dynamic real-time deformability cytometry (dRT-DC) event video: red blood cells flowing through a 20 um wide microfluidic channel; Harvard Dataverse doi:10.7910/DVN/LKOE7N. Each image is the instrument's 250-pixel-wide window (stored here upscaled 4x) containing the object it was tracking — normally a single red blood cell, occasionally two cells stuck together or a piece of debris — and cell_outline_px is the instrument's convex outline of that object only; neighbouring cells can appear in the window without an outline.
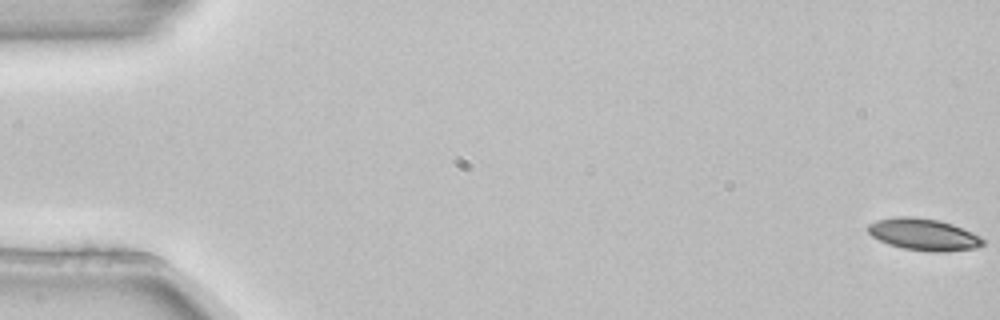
{"species": "common noctule bat (a hibernating species)", "species_latin": "Nyctalus noctula", "temperature_condition": "room temperature", "stored_images_in_passage": 3, "camera_frame_rate_fps": 3000, "um_per_image_px": 0.085, "animal": {"sex": "female", "body_mass_g": 22.7, "forearm_length_mm": 54.2}, "frame": {"image": 1, "passage_image": 1, "time_ms": 0.0, "image_size_px": [1000, 320], "cell_outline_px": [[984, 244], [976, 248], [940, 252], [932, 252], [904, 248], [888, 244], [872, 236], [868, 232], [868, 224], [876, 220], [896, 216], [912, 216], [940, 220], [952, 224], [972, 232], [980, 236], [984, 240]], "centroid_in_image_um": [78.51, 19.92], "position_along_channel_um": 6.5, "area_um2": 21.33}}